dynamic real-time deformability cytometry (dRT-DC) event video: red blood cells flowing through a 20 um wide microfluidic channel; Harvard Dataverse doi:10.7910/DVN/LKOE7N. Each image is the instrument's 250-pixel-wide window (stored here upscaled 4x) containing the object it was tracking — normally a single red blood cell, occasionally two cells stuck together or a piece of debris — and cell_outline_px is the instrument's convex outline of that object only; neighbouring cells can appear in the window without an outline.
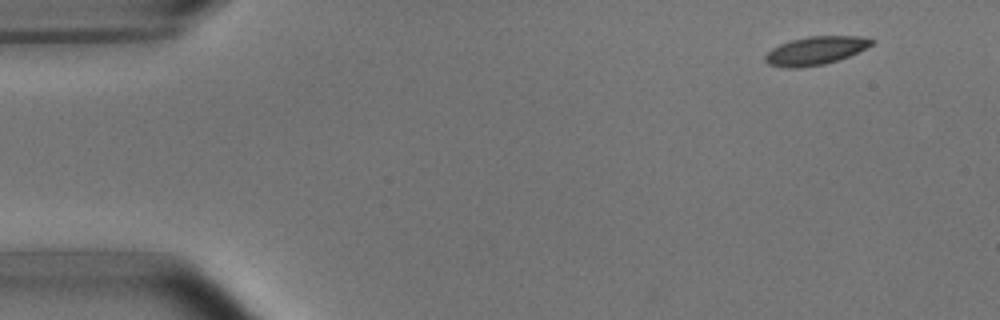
{"species": "common noctule bat (a hibernating species)", "species_latin": "Nyctalus noctula", "temperature_condition": "room temperature", "stored_images_in_passage": 4, "camera_frame_rate_fps": 3000, "um_per_image_px": 0.085, "animal": {"sex": "male", "body_mass_g": 15.6}, "frame": {"image": 1, "passage_image": 1, "time_ms": 0.0, "image_size_px": [1000, 320], "cell_outline_px": [[876, 40], [872, 44], [848, 56], [824, 64], [796, 68], [784, 68], [768, 64], [764, 60], [764, 56], [772, 48], [780, 44], [792, 40], [808, 36], [856, 36]], "centroid_in_image_um": [69.26, 4.31], "position_along_channel_um": 15.7, "area_um2": 17.28}}
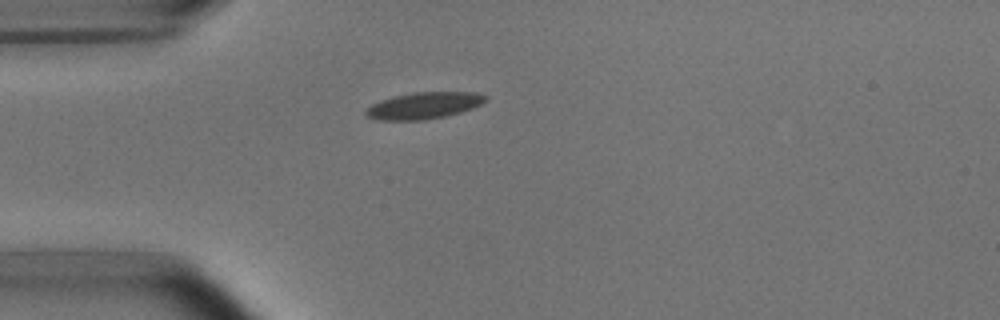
{"frame": {"image": 2, "passage_image": 4, "time_ms": 3.333, "image_size_px": [1000, 320], "cell_outline_px": [[488, 100], [472, 108], [460, 112], [444, 116], [424, 120], [380, 120], [368, 116], [364, 112], [372, 104], [380, 100], [412, 92], [476, 92], [488, 96]], "centroid_in_image_um": [36.06, 8.96], "position_along_channel_um": 48.9, "area_um2": 18.44}}